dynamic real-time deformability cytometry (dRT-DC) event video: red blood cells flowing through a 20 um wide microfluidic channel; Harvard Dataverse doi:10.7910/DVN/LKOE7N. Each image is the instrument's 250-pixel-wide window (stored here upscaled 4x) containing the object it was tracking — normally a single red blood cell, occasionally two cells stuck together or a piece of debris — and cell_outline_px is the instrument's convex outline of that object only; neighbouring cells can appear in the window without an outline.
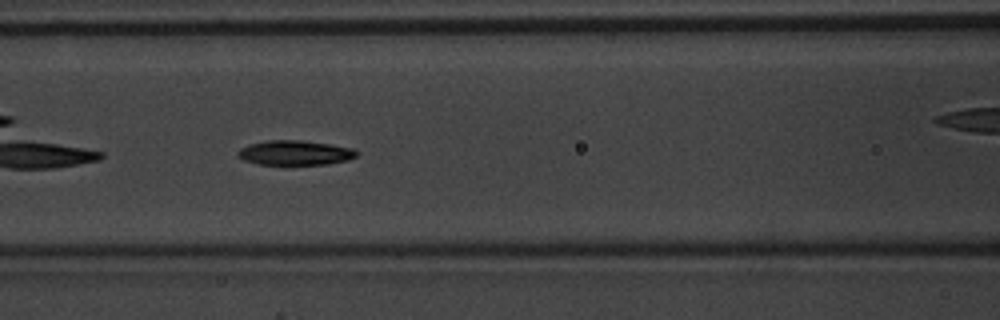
{"species": "common noctule bat (a hibernating species)", "species_latin": "Nyctalus noctula", "temperature_condition": "warm", "stored_images_in_passage": 10, "camera_frame_rate_fps": 3000, "um_per_image_px": 0.085, "animal": {"sex": "male", "body_mass_g": 20.1, "forearm_length_mm": 53.5}, "frame": {"image": 1, "passage_image": 7, "time_ms": 2.0, "image_size_px": [1000, 320], "cell_outline_px": [[360, 152], [356, 156], [348, 160], [328, 164], [260, 164], [244, 160], [236, 156], [236, 152], [240, 148], [248, 144], [268, 140], [300, 140], [356, 148]], "centroid_in_image_um": [25.08, 12.98], "position_along_channel_um": 141.5, "area_um2": 17.17}}